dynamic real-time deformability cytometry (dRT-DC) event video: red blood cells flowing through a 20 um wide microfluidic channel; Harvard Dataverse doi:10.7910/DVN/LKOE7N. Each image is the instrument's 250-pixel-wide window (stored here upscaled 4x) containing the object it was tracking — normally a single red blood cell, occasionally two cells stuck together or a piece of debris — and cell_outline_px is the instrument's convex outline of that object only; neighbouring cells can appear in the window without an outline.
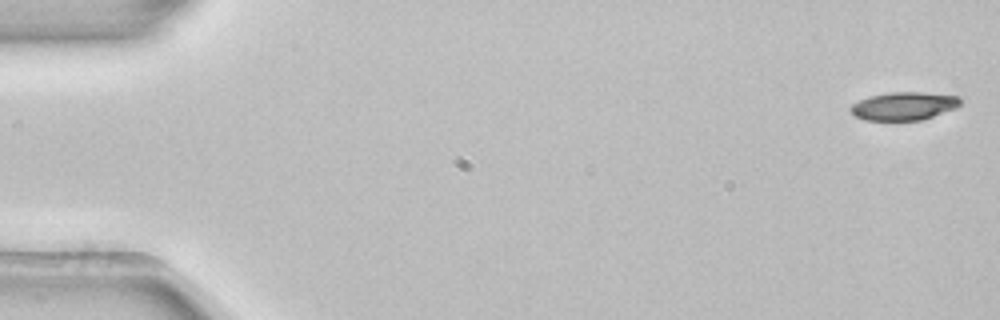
{"species": "common noctule bat (a hibernating species)", "species_latin": "Nyctalus noctula", "temperature_condition": "room temperature", "stored_images_in_passage": 5, "camera_frame_rate_fps": 3000, "um_per_image_px": 0.085, "animal": {"sex": "female", "body_mass_g": 22.7, "forearm_length_mm": 54.2}, "frame": {"image": 1, "passage_image": 1, "time_ms": 0.0, "image_size_px": [1000, 320], "cell_outline_px": [[960, 104], [956, 108], [920, 120], [864, 120], [852, 116], [848, 108], [852, 104], [868, 96], [888, 92], [920, 92], [960, 96]], "centroid_in_image_um": [76.77, 9.01], "position_along_channel_um": 8.2, "area_um2": 18.09}}
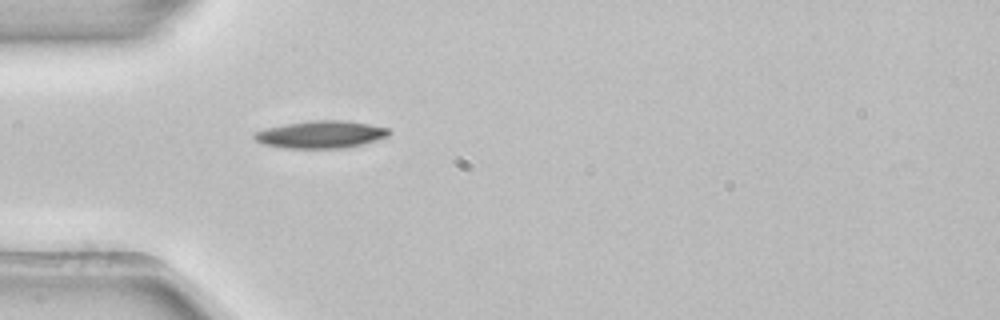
{"frame": {"image": 2, "passage_image": 5, "time_ms": 1.333, "image_size_px": [1000, 320], "cell_outline_px": [[392, 132], [388, 136], [360, 144], [344, 148], [284, 148], [264, 144], [256, 140], [252, 136], [256, 132], [268, 128], [284, 124], [312, 120], [340, 120], [368, 124], [388, 128]], "centroid_in_image_um": [27.26, 11.43], "position_along_channel_um": 57.7, "area_um2": 21.21}}